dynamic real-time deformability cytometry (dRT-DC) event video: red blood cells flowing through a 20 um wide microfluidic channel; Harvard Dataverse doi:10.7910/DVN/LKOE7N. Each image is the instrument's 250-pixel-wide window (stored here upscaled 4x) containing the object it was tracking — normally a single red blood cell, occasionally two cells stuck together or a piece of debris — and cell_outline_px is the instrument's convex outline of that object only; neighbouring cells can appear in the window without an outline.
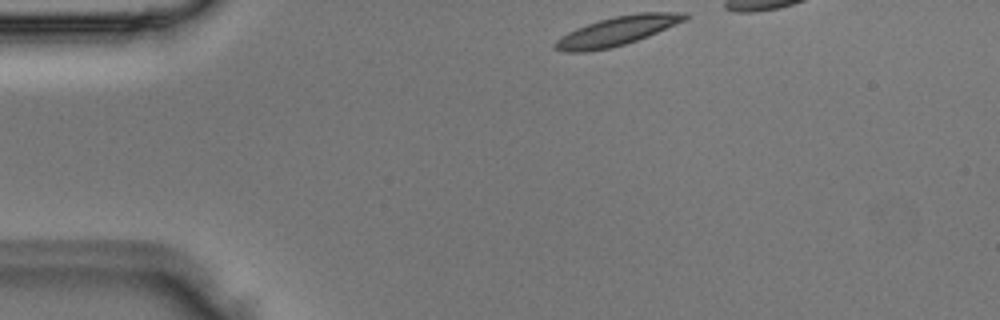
{"species": "Egyptian fruit bat (a non-hibernating species)", "species_latin": "Rousettus aegyptiacus", "temperature_condition": "room temperature", "stored_images_in_passage": 3, "camera_frame_rate_fps": 3000, "um_per_image_px": 0.085, "animal": {"sex": "male"}, "frame": {"image": 1, "passage_image": 1, "time_ms": 0.0, "image_size_px": [1000, 320], "cell_outline_px": [[688, 16], [684, 20], [676, 24], [648, 36], [624, 44], [608, 48], [584, 52], [564, 52], [556, 48], [552, 44], [560, 36], [576, 28], [600, 20], [616, 16], [640, 12], [688, 12]], "centroid_in_image_um": [52.43, 2.63], "position_along_channel_um": 32.6, "area_um2": 21.68}}